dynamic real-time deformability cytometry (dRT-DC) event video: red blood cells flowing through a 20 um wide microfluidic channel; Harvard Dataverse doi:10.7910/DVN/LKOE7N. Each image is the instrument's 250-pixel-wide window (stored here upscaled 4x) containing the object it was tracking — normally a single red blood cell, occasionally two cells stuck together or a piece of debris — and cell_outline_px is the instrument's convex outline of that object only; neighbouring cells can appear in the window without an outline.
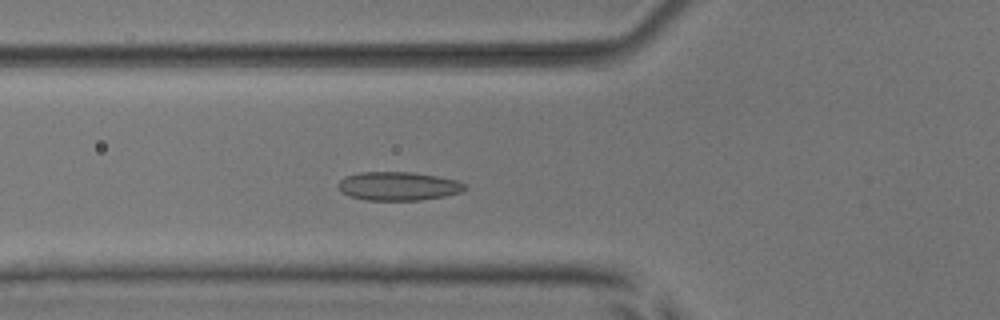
{"species": "common noctule bat (a hibernating species)", "species_latin": "Nyctalus noctula", "temperature_condition": "room temperature", "stored_images_in_passage": 51, "camera_frame_rate_fps": 3000, "um_per_image_px": 0.085, "animal": {"sex": "male", "body_mass_g": 17.9, "forearm_length_mm": 54.2}, "frame": {"image": 1, "passage_image": 17, "time_ms": 5.333, "image_size_px": [1000, 320], "cell_outline_px": [[468, 188], [460, 192], [444, 196], [420, 200], [364, 200], [348, 196], [340, 192], [336, 184], [344, 176], [360, 172], [412, 172], [436, 176], [456, 180], [468, 184]], "centroid_in_image_um": [33.82, 15.82], "position_along_channel_um": 92.0, "area_um2": 21.39}}
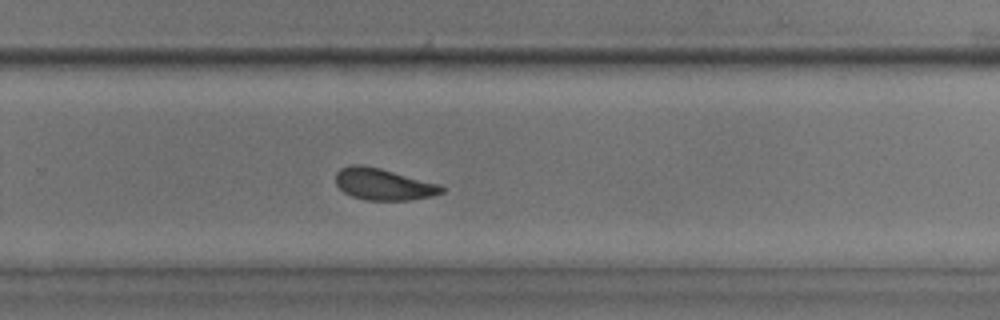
{"frame": {"image": 2, "passage_image": 33, "time_ms": 10.667, "image_size_px": [1000, 320], "cell_outline_px": [[444, 192], [432, 196], [408, 200], [368, 200], [352, 196], [344, 192], [336, 184], [336, 172], [340, 168], [352, 164], [360, 164], [380, 168], [440, 184], [444, 188]], "centroid_in_image_um": [32.58, 15.65], "position_along_channel_um": 297.2, "area_um2": 19.48}}
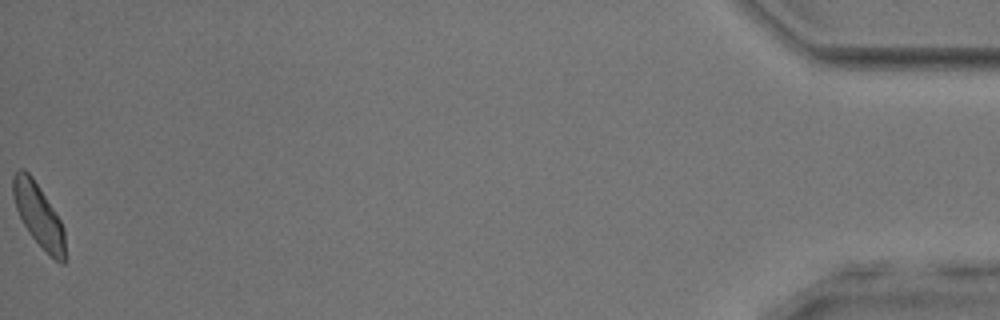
{"frame": {"image": 3, "passage_image": 51, "time_ms": 16.667, "image_size_px": [1000, 320], "cell_outline_px": [[64, 264], [60, 264], [28, 232], [16, 208], [12, 192], [12, 176], [20, 168], [24, 168], [32, 176], [60, 220], [64, 228]], "centroid_in_image_um": [3.25, 18.24], "position_along_channel_um": 432.0, "area_um2": 18.55}, "authors_computed_cell_mechanics": {"area_um2": 19.5942, "velocity_mm_per_s": 3.8634, "shape_relaxation_time_tau1_ms": 6.5076, "shape_relaxation_time_tau2_ms": 2.6124, "deformation_change_tau1": 0.1218, "deformation_change_tau2": 0.0743}}